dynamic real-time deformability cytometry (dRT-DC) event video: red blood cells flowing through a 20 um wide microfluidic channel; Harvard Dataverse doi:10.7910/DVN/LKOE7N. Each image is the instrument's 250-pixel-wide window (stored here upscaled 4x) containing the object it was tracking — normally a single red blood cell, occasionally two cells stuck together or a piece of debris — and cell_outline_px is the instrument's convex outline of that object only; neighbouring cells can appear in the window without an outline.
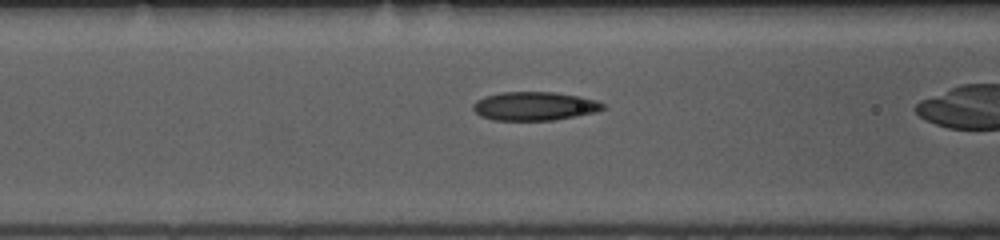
{"species": "common noctule bat (a hibernating species)", "species_latin": "Nyctalus noctula", "temperature_condition": "room temperature", "stored_images_in_passage": 36, "camera_frame_rate_fps": 3000, "um_per_image_px": 0.085, "animal": {"sex": "female", "body_mass_g": 10.0, "forearm_length_mm": 53.1}, "frame": {"image": 1, "passage_image": 15, "time_ms": 4.667, "image_size_px": [1000, 240], "cell_outline_px": [[604, 108], [596, 112], [556, 120], [492, 120], [480, 116], [472, 108], [472, 104], [476, 100], [484, 96], [500, 92], [556, 92], [580, 96], [596, 100], [604, 104]], "centroid_in_image_um": [45.41, 9.02], "position_along_channel_um": 121.2, "area_um2": 21.85}}
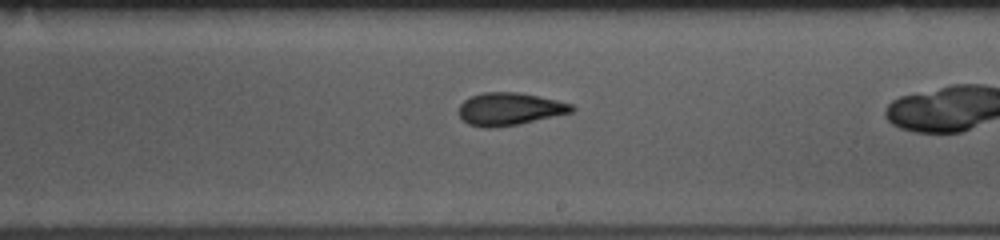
{"frame": {"image": 2, "passage_image": 25, "time_ms": 8.0, "image_size_px": [1000, 240], "cell_outline_px": [[576, 108], [572, 112], [520, 124], [492, 128], [484, 128], [468, 124], [460, 116], [460, 104], [464, 100], [472, 96], [484, 92], [516, 92], [556, 100], [572, 104]], "centroid_in_image_um": [43.31, 9.27], "position_along_channel_um": 245.7, "area_um2": 21.27}}
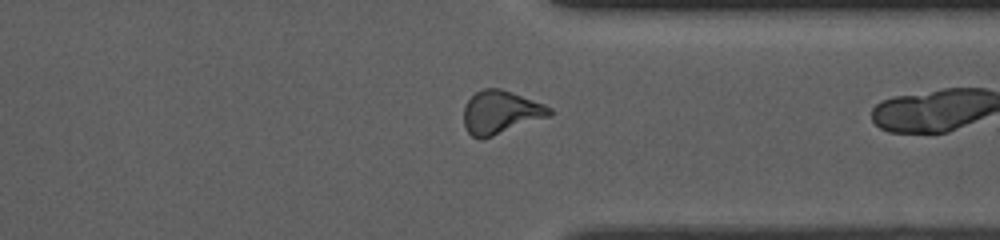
{"frame": {"image": 3, "passage_image": 35, "time_ms": 11.333, "image_size_px": [1000, 240], "cell_outline_px": [[552, 116], [480, 140], [472, 136], [464, 128], [464, 104], [476, 92], [484, 88], [500, 88], [544, 104], [552, 108]], "centroid_in_image_um": [42.55, 9.55], "position_along_channel_um": 368.9, "area_um2": 21.68}}